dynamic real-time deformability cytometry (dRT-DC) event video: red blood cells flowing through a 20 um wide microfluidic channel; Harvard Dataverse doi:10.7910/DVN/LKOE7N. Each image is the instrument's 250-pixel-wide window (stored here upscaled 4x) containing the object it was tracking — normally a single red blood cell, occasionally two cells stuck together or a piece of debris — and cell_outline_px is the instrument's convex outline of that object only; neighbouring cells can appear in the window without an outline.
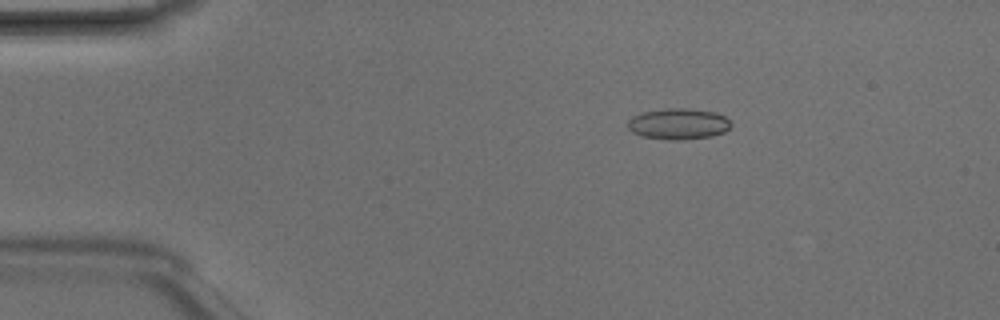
{"species": "Egyptian fruit bat (a non-hibernating species)", "species_latin": "Rousettus aegyptiacus", "temperature_condition": "room temperature", "stored_images_in_passage": 6, "camera_frame_rate_fps": 3000, "um_per_image_px": 0.085, "animal": {"sex": "male"}, "frame": {"image": 1, "passage_image": 2, "time_ms": 0.333, "image_size_px": [1000, 320], "cell_outline_px": [[732, 124], [724, 132], [712, 136], [684, 140], [668, 140], [644, 136], [632, 132], [628, 128], [628, 120], [632, 116], [644, 112], [664, 108], [688, 108], [716, 112], [724, 116]], "centroid_in_image_um": [57.66, 10.53], "position_along_channel_um": 27.3, "area_um2": 18.73}}
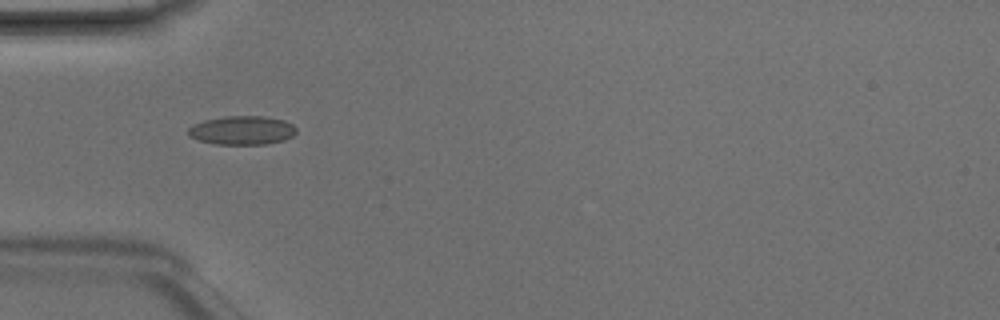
{"frame": {"image": 2, "passage_image": 4, "time_ms": 1.0, "image_size_px": [1000, 320], "cell_outline_px": [[296, 132], [292, 136], [284, 140], [264, 144], [216, 144], [200, 140], [188, 136], [188, 128], [192, 124], [204, 120], [224, 116], [264, 116], [284, 120], [292, 124], [296, 128]], "centroid_in_image_um": [20.56, 11.07], "position_along_channel_um": 64.4, "area_um2": 18.15}}
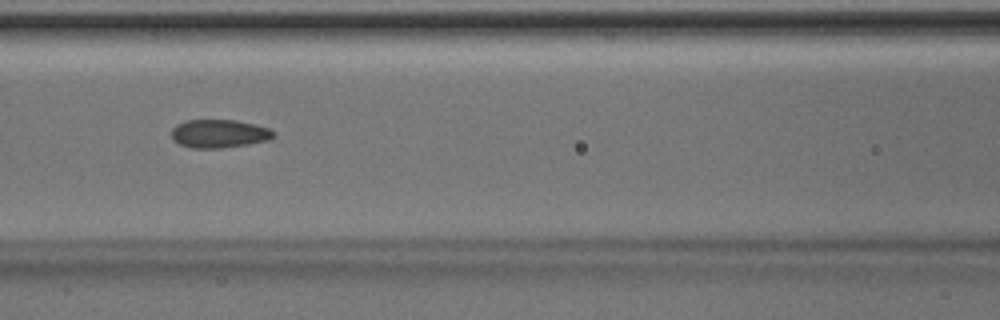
{"frame": {"image": 3, "passage_image": 6, "time_ms": 1.667, "image_size_px": [1000, 320], "cell_outline_px": [[272, 136], [268, 140], [248, 144], [220, 148], [192, 148], [180, 144], [172, 140], [172, 128], [176, 124], [184, 120], [236, 120], [268, 128], [272, 132]], "centroid_in_image_um": [18.55, 11.36], "position_along_channel_um": 148.1, "area_um2": 16.65}}